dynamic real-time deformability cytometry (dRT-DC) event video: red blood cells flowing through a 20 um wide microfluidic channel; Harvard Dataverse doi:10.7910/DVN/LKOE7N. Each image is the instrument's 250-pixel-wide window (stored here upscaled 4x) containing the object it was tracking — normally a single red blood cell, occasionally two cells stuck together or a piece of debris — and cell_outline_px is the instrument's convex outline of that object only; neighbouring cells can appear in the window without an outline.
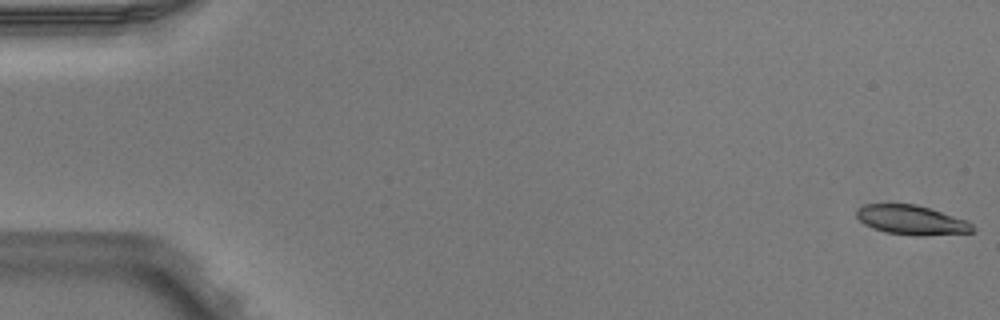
{"species": "Egyptian fruit bat (a non-hibernating species)", "species_latin": "Rousettus aegyptiacus", "temperature_condition": "warm", "stored_images_in_passage": 4, "camera_frame_rate_fps": 3000, "um_per_image_px": 0.085, "animal": {"sex": "male"}, "frame": {"image": 1, "passage_image": 1, "time_ms": 0.0, "image_size_px": [1000, 320], "cell_outline_px": [[976, 228], [972, 232], [924, 236], [916, 236], [884, 232], [872, 228], [864, 224], [856, 216], [856, 212], [864, 204], [916, 204], [968, 220]], "centroid_in_image_um": [77.5, 18.71], "position_along_channel_um": 7.5, "area_um2": 20.0}}
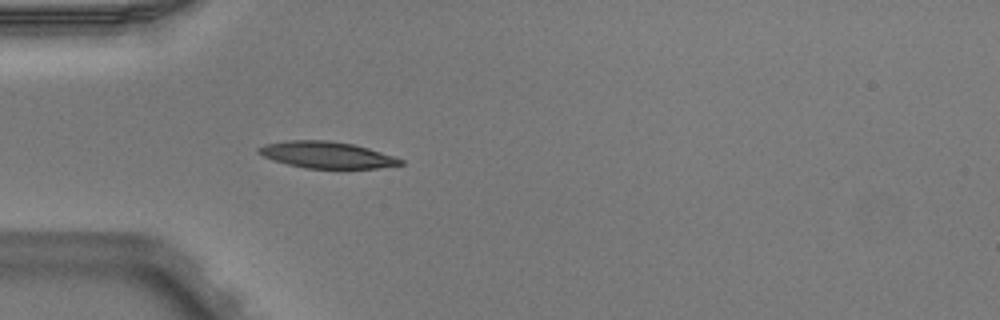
{"frame": {"image": 2, "passage_image": 4, "time_ms": 1.0, "image_size_px": [1000, 320], "cell_outline_px": [[404, 164], [376, 168], [304, 168], [272, 160], [256, 152], [256, 148], [264, 144], [284, 140], [328, 140], [352, 144], [368, 148], [404, 160]], "centroid_in_image_um": [27.71, 13.16], "position_along_channel_um": 57.3, "area_um2": 21.91}}